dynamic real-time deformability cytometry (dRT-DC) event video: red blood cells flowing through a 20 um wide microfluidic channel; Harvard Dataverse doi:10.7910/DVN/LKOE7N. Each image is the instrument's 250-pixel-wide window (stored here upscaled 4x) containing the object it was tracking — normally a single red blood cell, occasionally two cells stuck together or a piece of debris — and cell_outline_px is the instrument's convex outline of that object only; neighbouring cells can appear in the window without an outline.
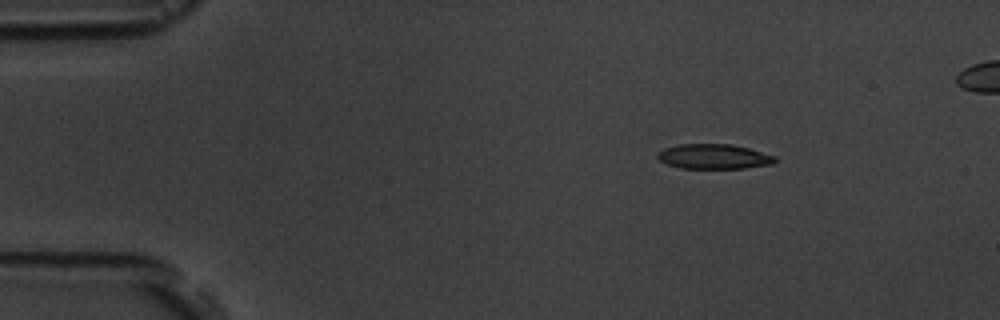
{"species": "common noctule bat (a hibernating species)", "species_latin": "Nyctalus noctula", "temperature_condition": "room temperature", "stored_images_in_passage": 5, "camera_frame_rate_fps": 3000, "um_per_image_px": 0.085, "animal": {"sex": "male", "body_mass_g": 19.5, "forearm_length_mm": 54.6}, "frame": {"image": 1, "passage_image": 2, "time_ms": 2.0, "image_size_px": [1000, 320], "cell_outline_px": [[776, 160], [772, 164], [744, 168], [680, 168], [668, 164], [660, 160], [656, 156], [656, 152], [664, 148], [680, 144], [732, 144], [748, 148], [776, 156]], "centroid_in_image_um": [60.66, 13.3], "position_along_channel_um": 24.3, "area_um2": 16.99}}